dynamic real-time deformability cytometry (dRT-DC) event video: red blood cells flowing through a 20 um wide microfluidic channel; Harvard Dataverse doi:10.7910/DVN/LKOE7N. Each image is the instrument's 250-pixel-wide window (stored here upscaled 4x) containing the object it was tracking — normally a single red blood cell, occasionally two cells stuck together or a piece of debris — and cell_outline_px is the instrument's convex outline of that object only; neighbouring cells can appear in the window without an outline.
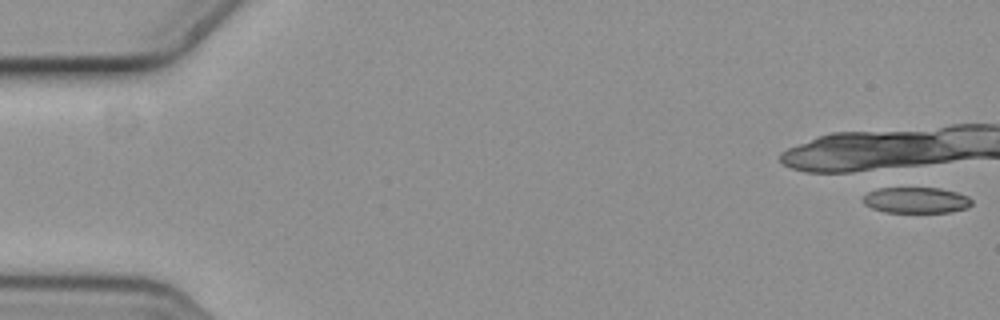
{"species": "common noctule bat (a hibernating species)", "species_latin": "Nyctalus noctula", "temperature_condition": "cold", "stored_images_in_passage": 1, "camera_frame_rate_fps": 3000, "um_per_image_px": 0.085, "animal": {"sex": "female", "body_mass_g": 19.3, "forearm_length_mm": 54.1}, "frame": {"image": 1, "passage_image": 1, "time_ms": 0.0, "image_size_px": [1000, 320], "cell_outline_px": [[972, 204], [968, 208], [952, 212], [884, 212], [872, 208], [864, 204], [864, 196], [868, 192], [880, 188], [940, 188], [956, 192], [968, 196], [972, 200]], "centroid_in_image_um": [77.91, 17.02], "position_along_channel_um": 7.1, "area_um2": 16.42}}